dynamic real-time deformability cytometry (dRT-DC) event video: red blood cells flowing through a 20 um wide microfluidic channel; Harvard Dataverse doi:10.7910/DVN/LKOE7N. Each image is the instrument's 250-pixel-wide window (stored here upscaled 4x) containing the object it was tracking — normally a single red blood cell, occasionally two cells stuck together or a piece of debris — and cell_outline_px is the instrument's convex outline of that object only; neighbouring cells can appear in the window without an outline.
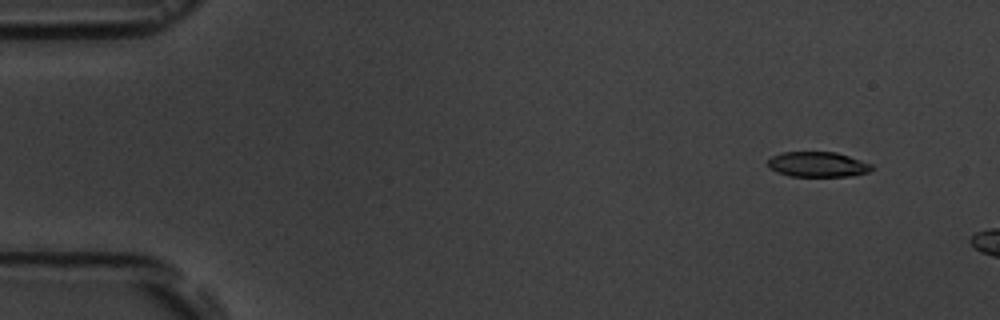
{"species": "common noctule bat (a hibernating species)", "species_latin": "Nyctalus noctula", "temperature_condition": "room temperature", "stored_images_in_passage": 4, "camera_frame_rate_fps": 3000, "um_per_image_px": 0.085, "animal": {"sex": "male", "body_mass_g": 19.5, "forearm_length_mm": 54.6}, "frame": {"image": 1, "passage_image": 2, "time_ms": 1.333, "image_size_px": [1000, 320], "cell_outline_px": [[876, 168], [868, 172], [852, 176], [788, 176], [776, 172], [768, 168], [768, 160], [772, 156], [780, 152], [836, 152], [872, 164]], "centroid_in_image_um": [69.49, 13.98], "position_along_channel_um": 15.5, "area_um2": 15.37}}